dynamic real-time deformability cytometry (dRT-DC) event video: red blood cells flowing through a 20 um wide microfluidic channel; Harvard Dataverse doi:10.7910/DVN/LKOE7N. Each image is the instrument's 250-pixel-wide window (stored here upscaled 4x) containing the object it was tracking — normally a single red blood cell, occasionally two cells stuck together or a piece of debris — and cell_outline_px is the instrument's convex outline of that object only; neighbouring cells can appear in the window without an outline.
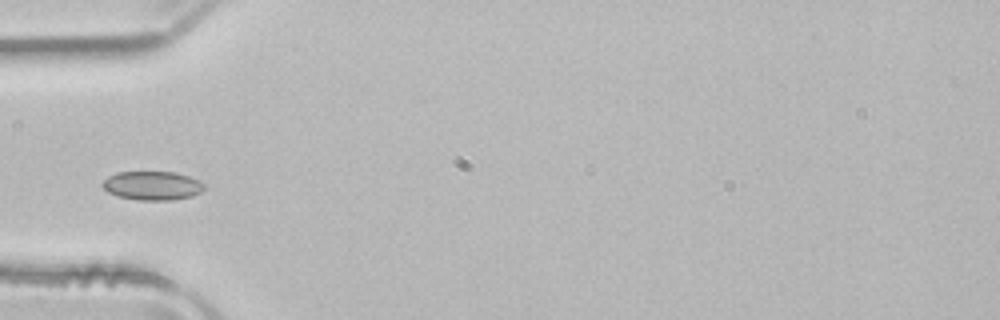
{"species": "common noctule bat (a hibernating species)", "species_latin": "Nyctalus noctula", "temperature_condition": "room temperature", "stored_images_in_passage": 2, "camera_frame_rate_fps": 3000, "um_per_image_px": 0.085, "animal": {"sex": "male", "body_mass_g": 21.5, "forearm_length_mm": 52.0}, "frame": {"image": 1, "passage_image": 2, "time_ms": 0.333, "image_size_px": [1000, 320], "cell_outline_px": [[204, 188], [200, 192], [192, 196], [172, 200], [140, 200], [116, 196], [108, 192], [100, 184], [108, 176], [116, 172], [176, 172], [188, 176], [204, 184]], "centroid_in_image_um": [12.91, 15.78], "position_along_channel_um": 72.1, "area_um2": 17.05}}